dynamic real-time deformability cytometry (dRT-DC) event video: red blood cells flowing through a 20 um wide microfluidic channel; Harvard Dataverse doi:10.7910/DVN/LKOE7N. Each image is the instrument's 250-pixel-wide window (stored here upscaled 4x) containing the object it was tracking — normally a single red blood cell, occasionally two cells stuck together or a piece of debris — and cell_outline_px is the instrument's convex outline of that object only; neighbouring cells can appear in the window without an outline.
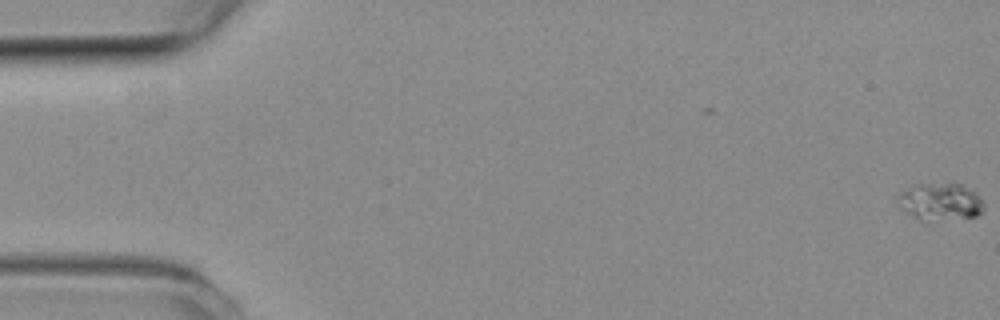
{"species": "common noctule bat (a hibernating species)", "species_latin": "Nyctalus noctula", "temperature_condition": "room temperature", "stored_images_in_passage": 2, "camera_frame_rate_fps": 3000, "um_per_image_px": 0.085, "animal": {"sex": "female", "body_mass_g": 19.3, "forearm_length_mm": 54.1}, "frame": {"image": 1, "passage_image": 2, "time_ms": 0.333, "image_size_px": [1000, 320], "cell_outline_px": [[984, 208], [976, 216], [920, 220], [912, 216], [900, 208], [896, 204], [896, 200], [900, 192], [912, 184], [952, 180], [968, 188], [984, 204]], "centroid_in_image_um": [79.83, 17.07], "position_along_channel_um": 5.2, "area_um2": 18.9}}